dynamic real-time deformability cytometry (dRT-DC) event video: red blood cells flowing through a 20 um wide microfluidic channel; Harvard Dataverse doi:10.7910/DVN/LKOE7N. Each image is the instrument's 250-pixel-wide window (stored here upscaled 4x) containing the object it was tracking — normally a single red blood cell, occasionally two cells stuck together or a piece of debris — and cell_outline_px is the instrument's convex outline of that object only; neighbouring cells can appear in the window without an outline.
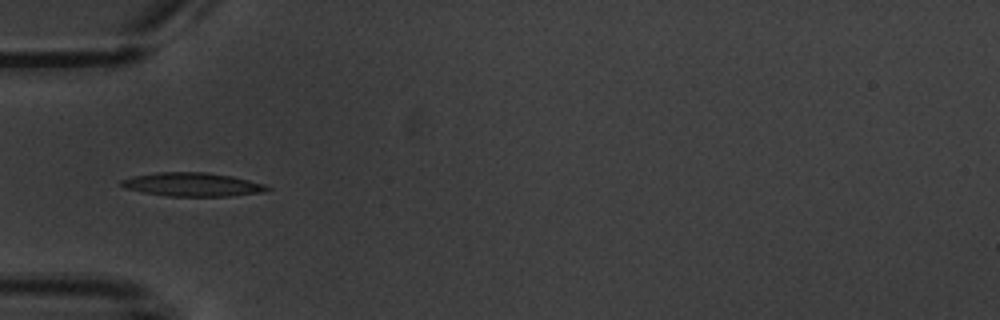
{"species": "common noctule bat (a hibernating species)", "species_latin": "Nyctalus noctula", "temperature_condition": "warm", "stored_images_in_passage": 3, "camera_frame_rate_fps": 3000, "um_per_image_px": 0.085, "animal": {"sex": "male", "body_mass_g": 20.1, "forearm_length_mm": 53.5}, "frame": {"image": 1, "passage_image": 3, "time_ms": 2.333, "image_size_px": [1000, 320], "cell_outline_px": [[272, 188], [264, 192], [228, 196], [168, 196], [144, 192], [124, 188], [120, 184], [120, 180], [132, 176], [156, 172], [208, 172], [232, 176], [264, 184]], "centroid_in_image_um": [16.34, 15.67], "position_along_channel_um": 68.7, "area_um2": 20.11}}